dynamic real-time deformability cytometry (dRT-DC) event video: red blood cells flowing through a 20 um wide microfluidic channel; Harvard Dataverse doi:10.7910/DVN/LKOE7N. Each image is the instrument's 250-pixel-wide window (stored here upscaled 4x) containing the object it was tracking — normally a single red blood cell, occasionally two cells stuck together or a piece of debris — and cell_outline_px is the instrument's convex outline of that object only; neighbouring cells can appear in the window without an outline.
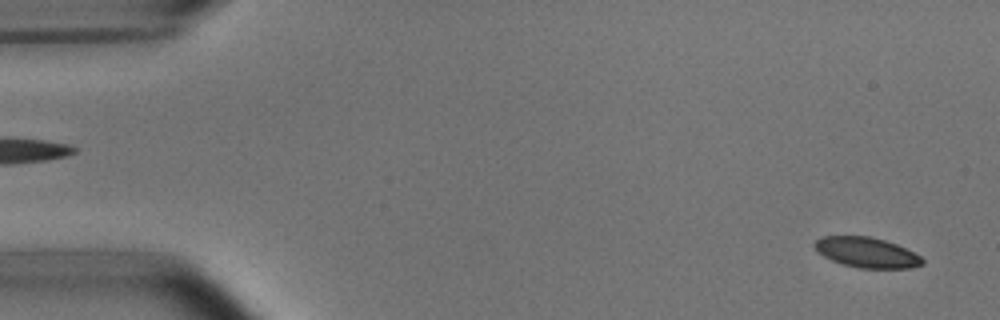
{"species": "common noctule bat (a hibernating species)", "species_latin": "Nyctalus noctula", "temperature_condition": "room temperature", "stored_images_in_passage": 52, "camera_frame_rate_fps": 3000, "um_per_image_px": 0.085, "animal": {"sex": "male", "body_mass_g": 15.6}, "frame": {"image": 1, "passage_image": 2, "time_ms": 0.333, "image_size_px": [1000, 320], "cell_outline_px": [[924, 264], [912, 268], [860, 268], [840, 264], [816, 252], [812, 244], [820, 236], [872, 236], [896, 244], [920, 256], [924, 260]], "centroid_in_image_um": [73.62, 21.46], "position_along_channel_um": 11.4, "area_um2": 19.13}}
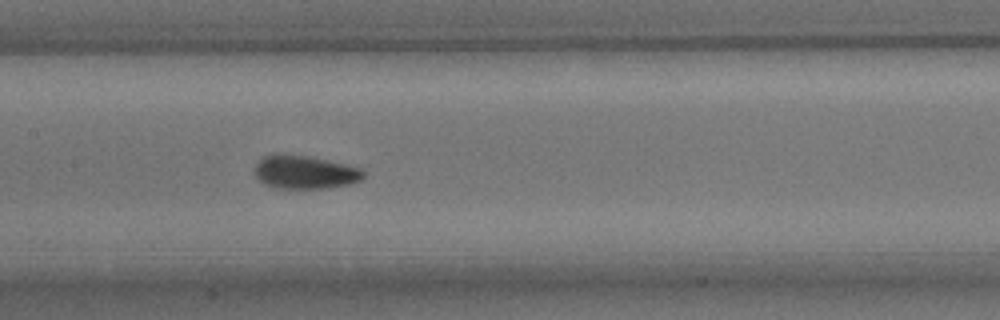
{"frame": {"image": 2, "passage_image": 25, "time_ms": 8.0, "image_size_px": [1000, 320], "cell_outline_px": [[364, 176], [360, 180], [348, 184], [328, 188], [276, 188], [264, 184], [256, 176], [252, 168], [264, 156], [272, 152], [280, 152], [308, 156], [328, 160], [360, 168], [364, 172]], "centroid_in_image_um": [25.84, 14.61], "position_along_channel_um": 181.6, "area_um2": 21.39}}
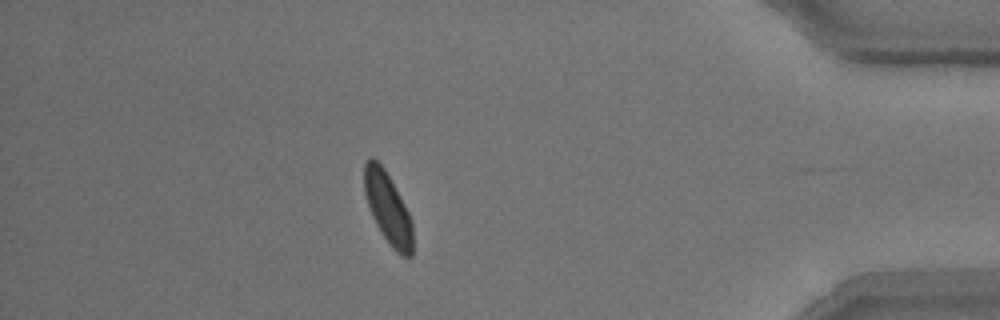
{"frame": {"image": 3, "passage_image": 46, "time_ms": 15.0, "image_size_px": [1000, 320], "cell_outline_px": [[412, 256], [404, 256], [396, 252], [392, 248], [380, 232], [372, 216], [364, 192], [364, 164], [372, 156], [384, 168], [404, 204], [412, 220]], "centroid_in_image_um": [32.96, 17.7], "position_along_channel_um": 402.2, "area_um2": 19.83}, "authors_computed_cell_mechanics": {"area_um2": 20.5768, "velocity_mm_per_s": 3.7703, "shape_relaxation_time_tau1_ms": 1.6404, "shape_relaxation_time_tau2_ms": 1.0769, "deformation_change_tau1": 0.0781, "deformation_change_tau2": 0.0531}}